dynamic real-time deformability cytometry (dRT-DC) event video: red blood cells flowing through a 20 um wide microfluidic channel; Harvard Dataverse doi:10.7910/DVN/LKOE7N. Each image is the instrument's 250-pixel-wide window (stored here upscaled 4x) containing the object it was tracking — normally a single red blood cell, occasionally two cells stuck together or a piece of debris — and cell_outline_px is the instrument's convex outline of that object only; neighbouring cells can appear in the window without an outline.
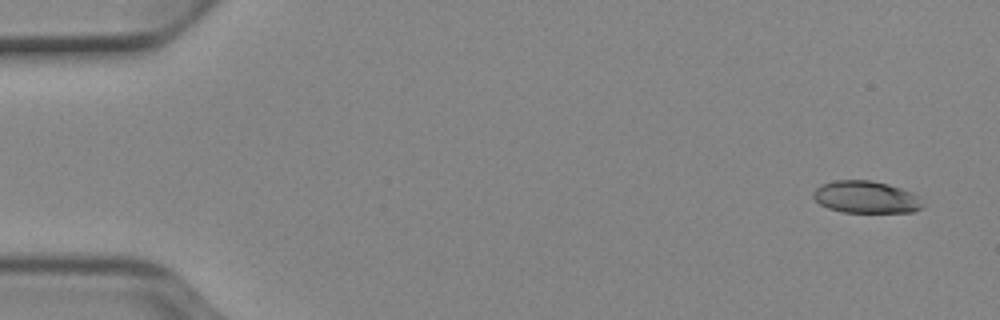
{"species": "Egyptian fruit bat (a non-hibernating species)", "species_latin": "Rousettus aegyptiacus", "temperature_condition": "cold", "stored_images_in_passage": 50, "camera_frame_rate_fps": 3000, "um_per_image_px": 0.085, "animal": {"sex": "female"}, "frame": {"image": 1, "passage_image": 1, "time_ms": 0.0, "image_size_px": [1000, 320], "cell_outline_px": [[924, 204], [920, 208], [912, 212], [844, 212], [828, 208], [820, 204], [812, 196], [812, 192], [820, 184], [836, 180], [872, 180], [888, 184], [912, 192]], "centroid_in_image_um": [73.57, 16.74], "position_along_channel_um": 11.4, "area_um2": 20.46}}
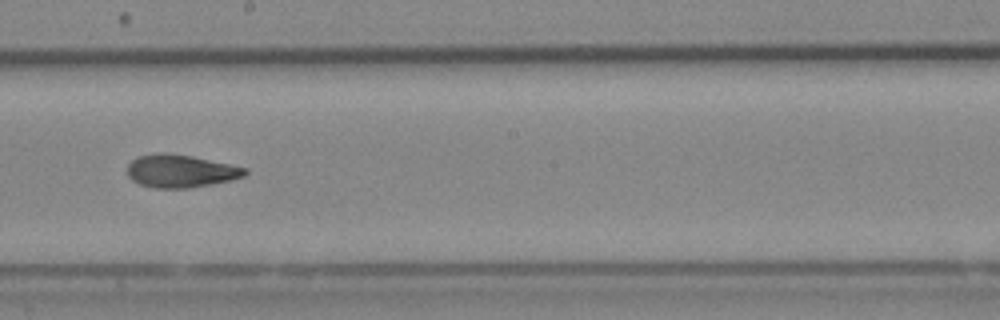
{"frame": {"image": 2, "passage_image": 28, "time_ms": 9.0, "image_size_px": [1000, 320], "cell_outline_px": [[248, 172], [244, 176], [232, 180], [188, 188], [152, 188], [140, 184], [132, 180], [128, 176], [128, 164], [136, 156], [156, 152], [164, 152], [192, 156], [248, 168]], "centroid_in_image_um": [15.33, 14.53], "position_along_channel_um": 232.9, "area_um2": 22.66}}
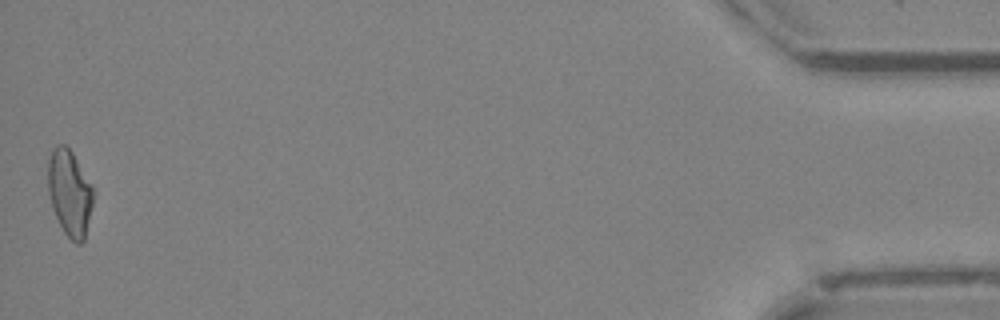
{"frame": {"image": 3, "passage_image": 50, "time_ms": 16.333, "image_size_px": [1000, 320], "cell_outline_px": [[96, 192], [84, 240], [80, 244], [76, 244], [64, 232], [52, 208], [48, 192], [48, 160], [52, 148], [56, 144], [64, 144], [72, 152]], "centroid_in_image_um": [5.93, 16.38], "position_along_channel_um": 429.3, "area_um2": 22.89}, "authors_computed_cell_mechanics": {"area_um2": 22.3397, "velocity_mm_per_s": 3.9364, "shape_relaxation_time_tau1_ms": null, "shape_relaxation_time_tau2_ms": 2.653, "deformation_change_tau1": null, "deformation_change_tau2": 0.0931}}